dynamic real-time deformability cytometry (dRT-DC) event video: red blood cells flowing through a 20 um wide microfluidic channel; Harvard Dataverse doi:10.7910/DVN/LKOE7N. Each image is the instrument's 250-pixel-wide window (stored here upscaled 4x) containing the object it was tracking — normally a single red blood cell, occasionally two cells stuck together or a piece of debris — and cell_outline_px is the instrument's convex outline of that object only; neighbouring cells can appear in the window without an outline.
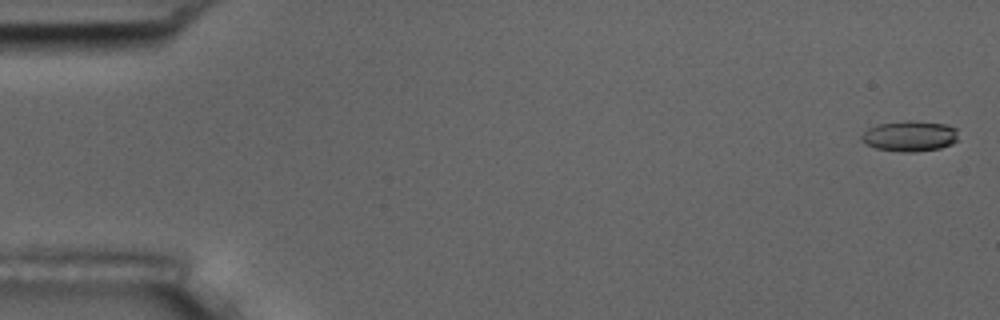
{"species": "common noctule bat (a hibernating species)", "species_latin": "Nyctalus noctula", "temperature_condition": "room temperature", "stored_images_in_passage": 10, "camera_frame_rate_fps": 3000, "um_per_image_px": 0.085, "animal": {"sex": "male", "body_mass_g": 17.5, "forearm_length_mm": 52.3}, "frame": {"image": 1, "passage_image": 1, "time_ms": 0.0, "image_size_px": [1000, 320], "cell_outline_px": [[956, 140], [952, 144], [940, 148], [912, 152], [900, 152], [876, 148], [864, 144], [860, 140], [860, 136], [868, 128], [876, 124], [904, 120], [912, 120], [948, 124], [956, 128]], "centroid_in_image_um": [77.29, 11.55], "position_along_channel_um": 7.7, "area_um2": 17.51}}
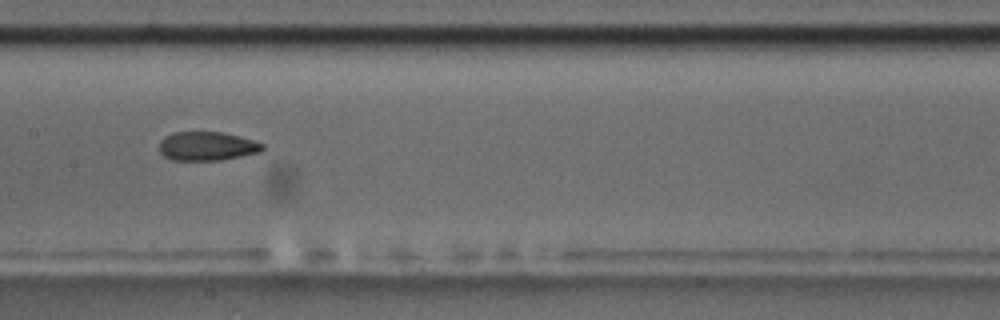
{"frame": {"image": 2, "passage_image": 8, "time_ms": 9.0, "image_size_px": [1000, 320], "cell_outline_px": [[264, 148], [260, 152], [220, 160], [172, 160], [164, 156], [160, 152], [160, 140], [164, 136], [172, 132], [224, 132], [252, 140], [264, 144]], "centroid_in_image_um": [17.57, 12.42], "position_along_channel_um": 189.8, "area_um2": 17.34}}
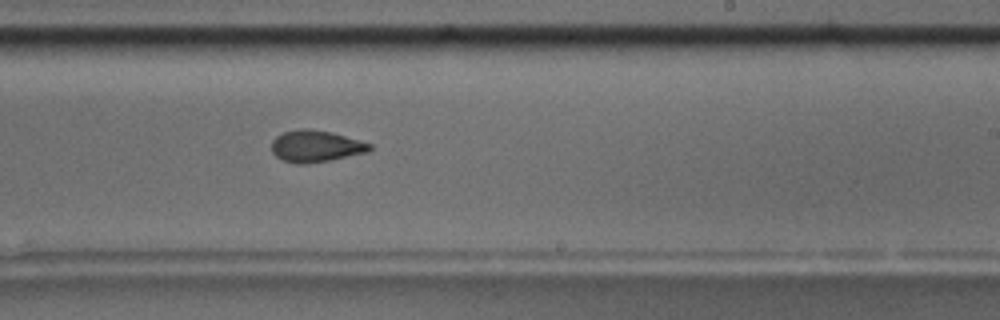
{"frame": {"image": 3, "passage_image": 10, "time_ms": 11.0, "image_size_px": [1000, 320], "cell_outline_px": [[372, 148], [368, 152], [332, 160], [304, 164], [296, 164], [284, 160], [276, 156], [272, 152], [272, 140], [276, 136], [284, 132], [300, 128], [308, 128], [332, 132], [372, 144]], "centroid_in_image_um": [26.84, 12.42], "position_along_channel_um": 262.2, "area_um2": 18.21}}